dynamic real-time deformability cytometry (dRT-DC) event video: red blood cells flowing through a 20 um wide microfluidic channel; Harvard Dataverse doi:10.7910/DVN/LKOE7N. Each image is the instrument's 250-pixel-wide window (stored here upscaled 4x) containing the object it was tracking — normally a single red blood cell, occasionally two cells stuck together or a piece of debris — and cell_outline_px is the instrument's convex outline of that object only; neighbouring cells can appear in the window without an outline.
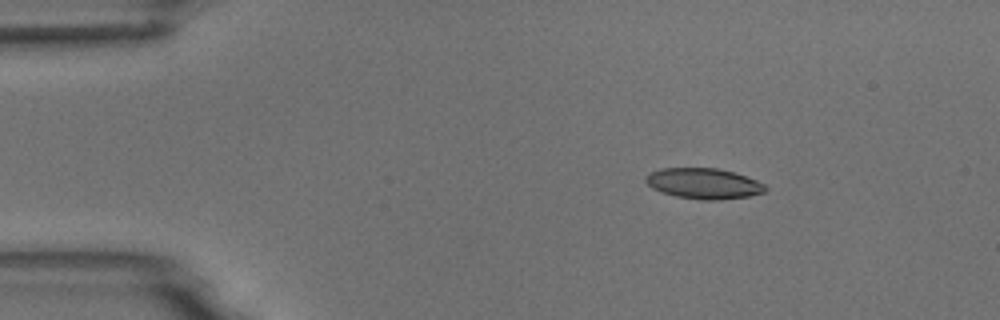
{"species": "common noctule bat (a hibernating species)", "species_latin": "Nyctalus noctula", "temperature_condition": "room temperature", "stored_images_in_passage": 4, "camera_frame_rate_fps": 3000, "um_per_image_px": 0.085, "animal": {"sex": "male", "body_mass_g": 18.8}, "frame": {"image": 1, "passage_image": 2, "time_ms": 1.0, "image_size_px": [1000, 320], "cell_outline_px": [[768, 188], [764, 192], [748, 196], [720, 200], [700, 200], [676, 196], [652, 188], [644, 180], [644, 176], [648, 172], [660, 168], [716, 168], [732, 172], [756, 180], [764, 184]], "centroid_in_image_um": [59.78, 15.59], "position_along_channel_um": 25.2, "area_um2": 21.33}}